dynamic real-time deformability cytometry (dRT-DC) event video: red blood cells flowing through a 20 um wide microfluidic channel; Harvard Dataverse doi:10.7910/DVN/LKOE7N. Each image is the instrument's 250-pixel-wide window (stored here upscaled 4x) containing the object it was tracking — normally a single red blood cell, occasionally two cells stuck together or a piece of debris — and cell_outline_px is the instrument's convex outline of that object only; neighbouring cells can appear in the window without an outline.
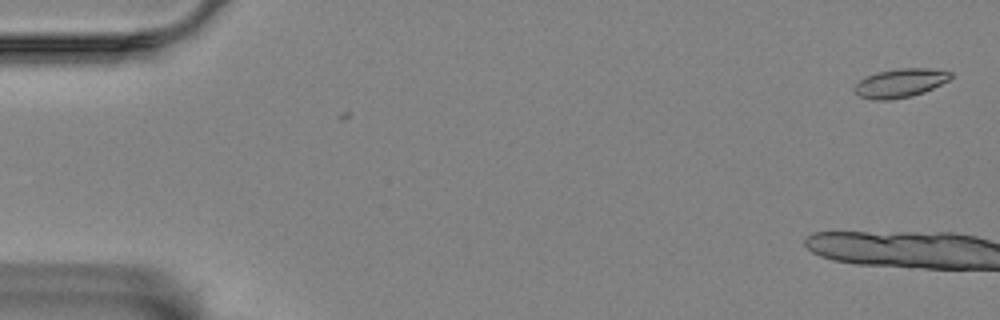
{"species": "Egyptian fruit bat (a non-hibernating species)", "species_latin": "Rousettus aegyptiacus", "temperature_condition": "room temperature", "stored_images_in_passage": 2, "camera_frame_rate_fps": 3000, "um_per_image_px": 0.085, "animal": {"sex": "female"}, "frame": {"image": 1, "passage_image": 1, "time_ms": 0.0, "image_size_px": [1000, 320], "cell_outline_px": [[952, 76], [948, 80], [924, 92], [912, 96], [888, 100], [872, 100], [860, 96], [856, 92], [856, 84], [860, 80], [868, 76], [880, 72], [900, 68], [928, 68], [952, 72]], "centroid_in_image_um": [76.54, 7.06], "position_along_channel_um": 8.5, "area_um2": 15.78}}